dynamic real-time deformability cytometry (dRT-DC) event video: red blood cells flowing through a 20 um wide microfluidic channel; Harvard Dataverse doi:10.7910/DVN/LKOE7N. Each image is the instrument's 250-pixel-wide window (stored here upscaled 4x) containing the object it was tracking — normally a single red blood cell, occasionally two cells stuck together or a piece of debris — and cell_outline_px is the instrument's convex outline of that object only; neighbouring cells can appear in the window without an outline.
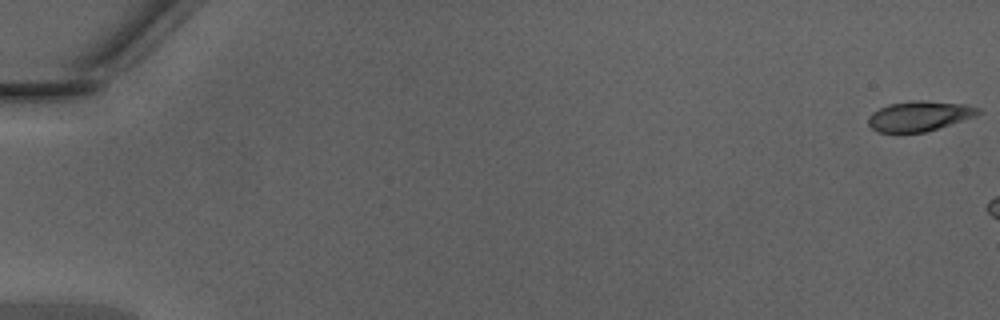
{"species": "Egyptian fruit bat (a non-hibernating species)", "species_latin": "Rousettus aegyptiacus", "temperature_condition": "warm", "stored_images_in_passage": 8, "camera_frame_rate_fps": 3000, "um_per_image_px": 0.085, "animal": {"sex": "male"}, "frame": {"image": 1, "passage_image": 1, "time_ms": 0.0, "image_size_px": [1000, 320], "cell_outline_px": [[984, 112], [976, 116], [924, 132], [876, 132], [868, 124], [868, 116], [872, 112], [888, 104], [912, 100], [924, 100], [964, 104], [980, 108]], "centroid_in_image_um": [78.15, 9.85], "position_along_channel_um": 6.9, "area_um2": 19.31}}